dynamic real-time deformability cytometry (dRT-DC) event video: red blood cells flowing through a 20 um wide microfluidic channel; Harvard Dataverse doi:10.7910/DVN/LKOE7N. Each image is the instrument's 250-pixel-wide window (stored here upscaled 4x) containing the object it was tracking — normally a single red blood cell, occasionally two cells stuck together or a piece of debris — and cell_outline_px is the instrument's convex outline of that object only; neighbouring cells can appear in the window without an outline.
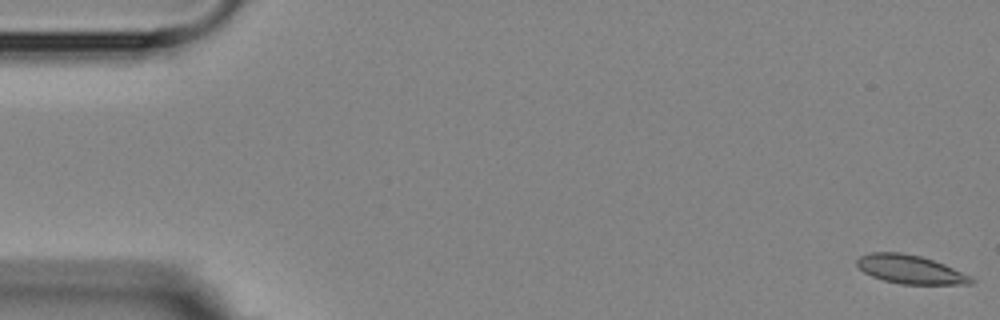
{"species": "Egyptian fruit bat (a non-hibernating species)", "species_latin": "Rousettus aegyptiacus", "temperature_condition": "room temperature", "stored_images_in_passage": 6, "camera_frame_rate_fps": 3000, "um_per_image_px": 0.085, "animal": {"sex": "female"}, "frame": {"image": 1, "passage_image": 1, "time_ms": 0.0, "image_size_px": [1000, 320], "cell_outline_px": [[976, 280], [972, 284], [900, 284], [884, 280], [872, 276], [864, 272], [856, 264], [856, 260], [860, 256], [872, 252], [900, 252], [920, 256], [944, 264], [972, 276]], "centroid_in_image_um": [77.39, 22.9], "position_along_channel_um": 7.6, "area_um2": 19.02}}
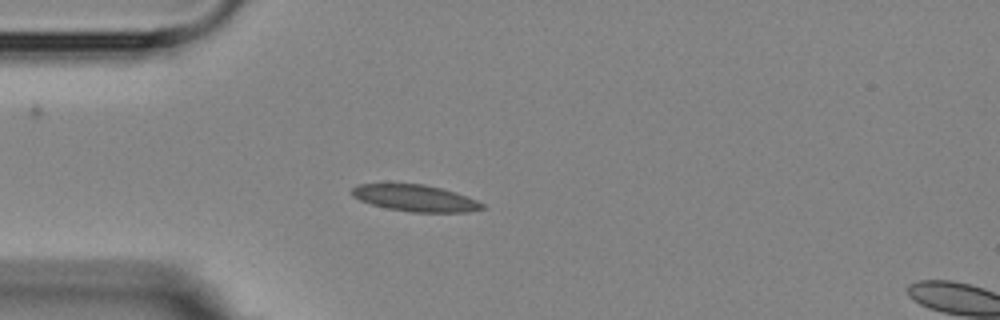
{"frame": {"image": 2, "passage_image": 5, "time_ms": 4.667, "image_size_px": [1000, 320], "cell_outline_px": [[488, 208], [468, 212], [412, 212], [388, 208], [372, 204], [360, 200], [352, 196], [352, 188], [356, 184], [424, 184], [456, 192], [468, 196], [484, 204]], "centroid_in_image_um": [35.34, 16.84], "position_along_channel_um": 49.7, "area_um2": 20.17}}